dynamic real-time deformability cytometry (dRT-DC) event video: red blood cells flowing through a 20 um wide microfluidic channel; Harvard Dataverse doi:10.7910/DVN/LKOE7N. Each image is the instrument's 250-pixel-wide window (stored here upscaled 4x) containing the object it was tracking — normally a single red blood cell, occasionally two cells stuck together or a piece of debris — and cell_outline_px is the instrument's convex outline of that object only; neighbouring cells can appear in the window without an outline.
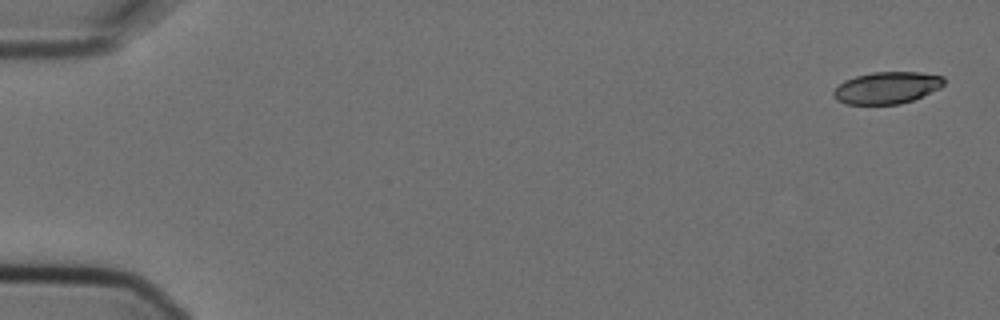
{"species": "Egyptian fruit bat (a non-hibernating species)", "species_latin": "Rousettus aegyptiacus", "temperature_condition": "cold", "stored_images_in_passage": 5, "camera_frame_rate_fps": 3000, "um_per_image_px": 0.085, "animal": {"sex": "female"}, "frame": {"image": 1, "passage_image": 1, "time_ms": 0.0, "image_size_px": [1000, 320], "cell_outline_px": [[944, 84], [940, 88], [912, 100], [900, 104], [844, 104], [836, 100], [832, 92], [844, 80], [856, 76], [872, 72], [920, 72], [944, 76]], "centroid_in_image_um": [75.38, 7.46], "position_along_channel_um": 9.6, "area_um2": 20.52}}
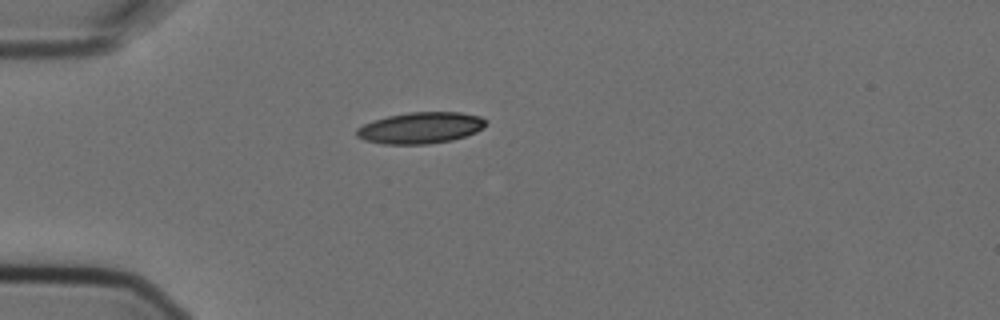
{"frame": {"image": 2, "passage_image": 5, "time_ms": 1.333, "image_size_px": [1000, 320], "cell_outline_px": [[488, 124], [484, 128], [476, 132], [452, 140], [428, 144], [384, 144], [364, 140], [356, 136], [356, 128], [372, 120], [388, 116], [408, 112], [460, 112], [480, 116], [488, 120]], "centroid_in_image_um": [35.76, 10.86], "position_along_channel_um": 49.2, "area_um2": 23.81}}